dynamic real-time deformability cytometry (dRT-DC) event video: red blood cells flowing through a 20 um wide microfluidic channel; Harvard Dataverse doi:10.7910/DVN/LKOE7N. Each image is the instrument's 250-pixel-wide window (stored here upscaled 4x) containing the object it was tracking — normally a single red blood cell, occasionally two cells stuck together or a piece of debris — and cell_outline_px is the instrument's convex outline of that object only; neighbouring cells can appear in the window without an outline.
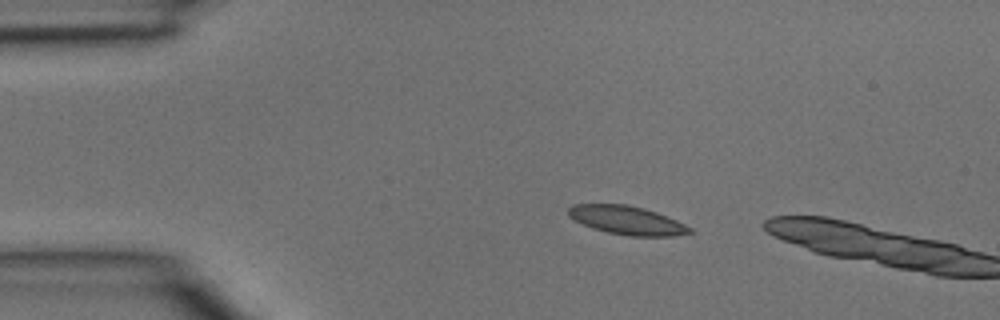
{"species": "common noctule bat (a hibernating species)", "species_latin": "Nyctalus noctula", "temperature_condition": "room temperature", "stored_images_in_passage": 4, "camera_frame_rate_fps": 3000, "um_per_image_px": 0.085, "animal": {"sex": "male", "body_mass_g": 15.6}, "frame": {"image": 1, "passage_image": 3, "time_ms": 0.667, "image_size_px": [1000, 320], "cell_outline_px": [[692, 232], [672, 236], [628, 236], [608, 232], [592, 228], [568, 216], [568, 208], [572, 204], [628, 204], [644, 208], [656, 212], [676, 220], [692, 228]], "centroid_in_image_um": [53.28, 18.71], "position_along_channel_um": 31.7, "area_um2": 20.11}}